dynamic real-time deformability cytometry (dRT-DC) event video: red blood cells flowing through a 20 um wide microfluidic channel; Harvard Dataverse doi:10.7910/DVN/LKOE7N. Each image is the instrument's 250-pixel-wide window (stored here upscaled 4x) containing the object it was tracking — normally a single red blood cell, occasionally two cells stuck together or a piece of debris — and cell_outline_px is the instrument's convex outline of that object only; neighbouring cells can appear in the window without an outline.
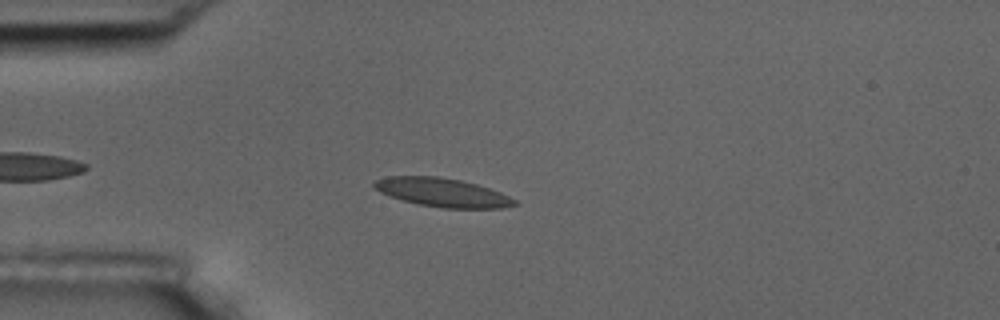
{"species": "common noctule bat (a hibernating species)", "species_latin": "Nyctalus noctula", "temperature_condition": "room temperature", "stored_images_in_passage": 4, "camera_frame_rate_fps": 3000, "um_per_image_px": 0.085, "animal": {"sex": "male", "body_mass_g": 17.5, "forearm_length_mm": 52.3}, "frame": {"image": 1, "passage_image": 4, "time_ms": 3.333, "image_size_px": [1000, 320], "cell_outline_px": [[520, 204], [504, 208], [444, 208], [420, 204], [404, 200], [380, 192], [372, 188], [372, 184], [376, 180], [388, 176], [436, 176], [460, 180], [476, 184], [500, 192], [516, 200]], "centroid_in_image_um": [37.62, 16.36], "position_along_channel_um": 47.4, "area_um2": 23.29}}